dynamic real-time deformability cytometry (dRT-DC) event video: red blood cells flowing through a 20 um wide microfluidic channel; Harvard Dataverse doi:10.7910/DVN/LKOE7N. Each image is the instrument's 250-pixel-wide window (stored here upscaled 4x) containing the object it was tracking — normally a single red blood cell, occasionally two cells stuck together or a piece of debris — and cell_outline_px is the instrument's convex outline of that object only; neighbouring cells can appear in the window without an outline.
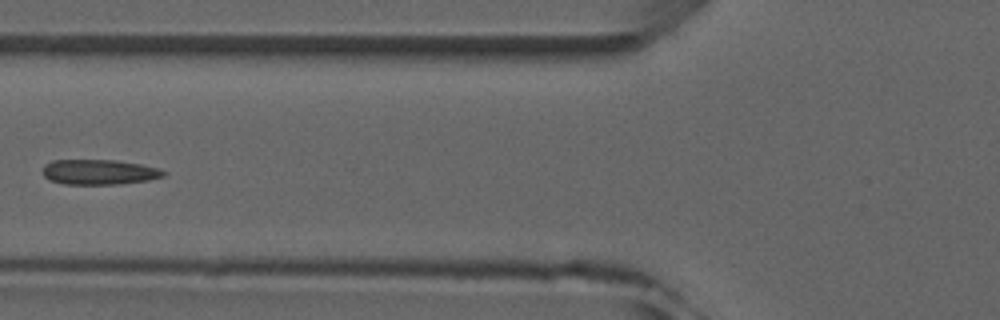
{"species": "common noctule bat (a hibernating species)", "species_latin": "Nyctalus noctula", "temperature_condition": "room temperature", "stored_images_in_passage": 7, "camera_frame_rate_fps": 3000, "um_per_image_px": 0.085, "animal": {"sex": "male", "forearm_length_mm": 52.5}, "frame": {"image": 1, "passage_image": 5, "time_ms": 4.667, "image_size_px": [1000, 320], "cell_outline_px": [[168, 172], [164, 176], [148, 180], [116, 184], [64, 184], [52, 180], [44, 176], [40, 172], [44, 164], [52, 160], [116, 160], [140, 164], [156, 168]], "centroid_in_image_um": [8.39, 14.61], "position_along_channel_um": 117.4, "area_um2": 17.69}}
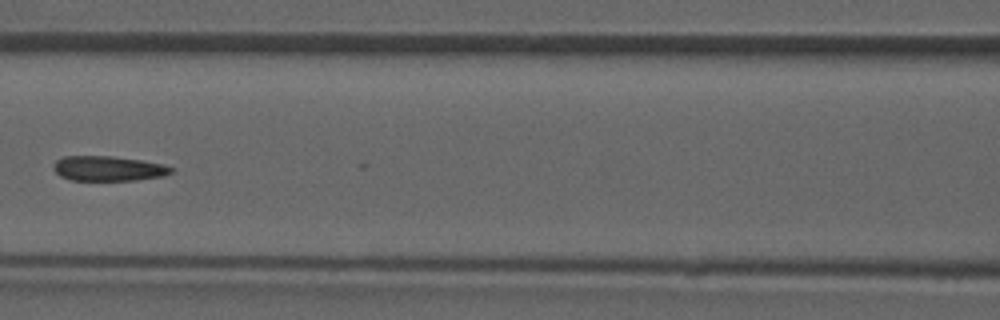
{"frame": {"image": 2, "passage_image": 6, "time_ms": 5.667, "image_size_px": [1000, 320], "cell_outline_px": [[176, 168], [172, 172], [164, 176], [136, 180], [72, 180], [60, 176], [52, 168], [52, 164], [56, 160], [64, 156], [112, 156], [140, 160], [164, 164]], "centroid_in_image_um": [9.21, 14.32], "position_along_channel_um": 157.4, "area_um2": 17.22}}